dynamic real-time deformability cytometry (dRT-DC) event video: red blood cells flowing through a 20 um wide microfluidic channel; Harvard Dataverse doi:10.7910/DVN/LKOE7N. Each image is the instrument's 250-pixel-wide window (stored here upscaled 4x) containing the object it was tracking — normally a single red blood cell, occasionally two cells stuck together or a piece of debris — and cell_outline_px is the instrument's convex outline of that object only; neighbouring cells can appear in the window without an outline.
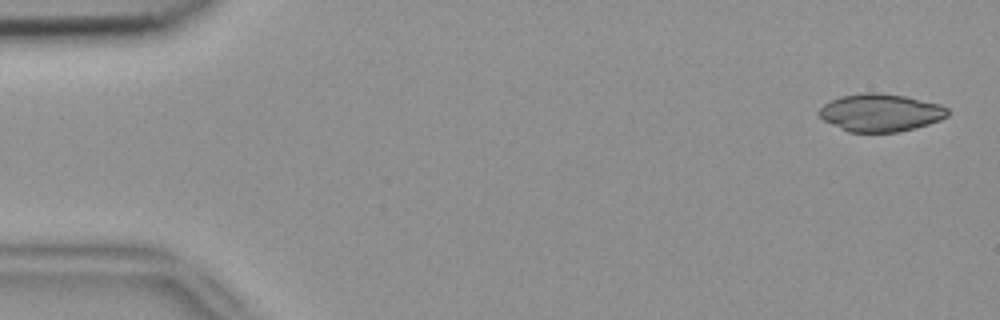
{"species": "common noctule bat (a hibernating species)", "species_latin": "Nyctalus noctula", "temperature_condition": "room temperature", "stored_images_in_passage": 5, "camera_frame_rate_fps": 3000, "um_per_image_px": 0.085, "animal": {"sex": "female", "body_mass_g": 18.4}, "frame": {"image": 1, "passage_image": 1, "time_ms": 0.0, "image_size_px": [1000, 320], "cell_outline_px": [[948, 116], [940, 120], [928, 124], [896, 132], [848, 132], [824, 120], [816, 112], [824, 104], [832, 100], [844, 96], [864, 92], [872, 92], [904, 96], [940, 104], [948, 108]], "centroid_in_image_um": [74.84, 9.58], "position_along_channel_um": 10.2, "area_um2": 27.92}}